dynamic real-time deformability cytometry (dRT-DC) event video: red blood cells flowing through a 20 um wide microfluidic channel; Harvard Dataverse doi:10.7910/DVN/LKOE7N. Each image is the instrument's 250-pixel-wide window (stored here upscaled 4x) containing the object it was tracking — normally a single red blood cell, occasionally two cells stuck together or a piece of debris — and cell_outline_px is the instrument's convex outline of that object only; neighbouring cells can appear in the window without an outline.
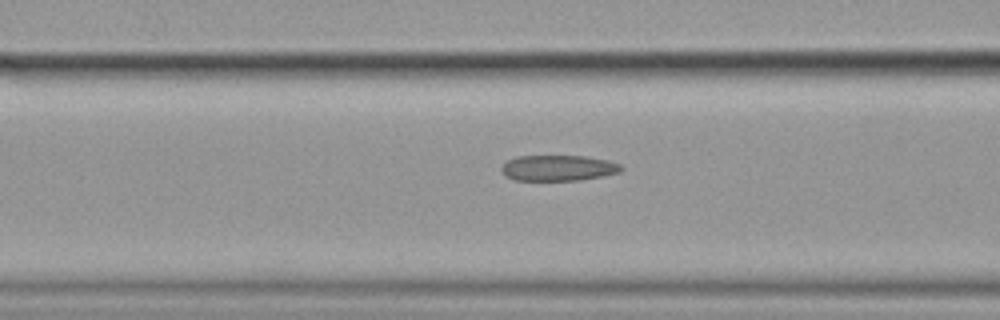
{"species": "common noctule bat (a hibernating species)", "species_latin": "Nyctalus noctula", "temperature_condition": "cold", "stored_images_in_passage": 13, "camera_frame_rate_fps": 3000, "um_per_image_px": 0.085, "animal": {"sex": "female", "body_mass_g": 19.9}, "frame": {"image": 1, "passage_image": 11, "time_ms": 3.333, "image_size_px": [1000, 320], "cell_outline_px": [[624, 168], [620, 172], [604, 176], [580, 180], [512, 180], [504, 176], [500, 168], [508, 160], [516, 156], [584, 156], [608, 160], [620, 164]], "centroid_in_image_um": [47.45, 14.28], "position_along_channel_um": 119.2, "area_um2": 18.09}}